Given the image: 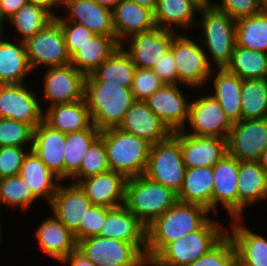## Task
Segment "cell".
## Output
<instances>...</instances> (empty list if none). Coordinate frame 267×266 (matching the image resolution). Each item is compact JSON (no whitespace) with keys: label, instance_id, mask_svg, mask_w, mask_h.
Segmentation results:
<instances>
[{"label":"cell","instance_id":"27","mask_svg":"<svg viewBox=\"0 0 267 266\" xmlns=\"http://www.w3.org/2000/svg\"><path fill=\"white\" fill-rule=\"evenodd\" d=\"M35 237L39 242L40 250L59 263L77 248L74 234L54 214L38 226Z\"/></svg>","mask_w":267,"mask_h":266},{"label":"cell","instance_id":"10","mask_svg":"<svg viewBox=\"0 0 267 266\" xmlns=\"http://www.w3.org/2000/svg\"><path fill=\"white\" fill-rule=\"evenodd\" d=\"M177 67L179 84L194 89L205 87L210 81L211 67L202 45L178 32L173 38L171 49Z\"/></svg>","mask_w":267,"mask_h":266},{"label":"cell","instance_id":"14","mask_svg":"<svg viewBox=\"0 0 267 266\" xmlns=\"http://www.w3.org/2000/svg\"><path fill=\"white\" fill-rule=\"evenodd\" d=\"M43 75V100L47 104L50 103L49 106L69 104L84 99L86 75L72 64L50 67Z\"/></svg>","mask_w":267,"mask_h":266},{"label":"cell","instance_id":"38","mask_svg":"<svg viewBox=\"0 0 267 266\" xmlns=\"http://www.w3.org/2000/svg\"><path fill=\"white\" fill-rule=\"evenodd\" d=\"M226 69L241 80L267 78V53L234 47L230 63Z\"/></svg>","mask_w":267,"mask_h":266},{"label":"cell","instance_id":"6","mask_svg":"<svg viewBox=\"0 0 267 266\" xmlns=\"http://www.w3.org/2000/svg\"><path fill=\"white\" fill-rule=\"evenodd\" d=\"M199 13L202 15L200 24L203 28V39L200 40V44L210 52V55L206 54L207 61L211 67L213 61L217 68H226L236 45V20L215 8Z\"/></svg>","mask_w":267,"mask_h":266},{"label":"cell","instance_id":"40","mask_svg":"<svg viewBox=\"0 0 267 266\" xmlns=\"http://www.w3.org/2000/svg\"><path fill=\"white\" fill-rule=\"evenodd\" d=\"M241 110L243 120L267 118V78L243 80Z\"/></svg>","mask_w":267,"mask_h":266},{"label":"cell","instance_id":"32","mask_svg":"<svg viewBox=\"0 0 267 266\" xmlns=\"http://www.w3.org/2000/svg\"><path fill=\"white\" fill-rule=\"evenodd\" d=\"M120 46L116 36L95 35L70 57V64L85 75L91 74Z\"/></svg>","mask_w":267,"mask_h":266},{"label":"cell","instance_id":"15","mask_svg":"<svg viewBox=\"0 0 267 266\" xmlns=\"http://www.w3.org/2000/svg\"><path fill=\"white\" fill-rule=\"evenodd\" d=\"M178 33L159 27L131 35L121 47L131 57L136 67L152 69L170 51L173 38ZM125 44L129 47L126 49Z\"/></svg>","mask_w":267,"mask_h":266},{"label":"cell","instance_id":"43","mask_svg":"<svg viewBox=\"0 0 267 266\" xmlns=\"http://www.w3.org/2000/svg\"><path fill=\"white\" fill-rule=\"evenodd\" d=\"M107 150L104 141L99 137L89 148L83 157L79 170L71 177L73 184L81 180L109 171Z\"/></svg>","mask_w":267,"mask_h":266},{"label":"cell","instance_id":"8","mask_svg":"<svg viewBox=\"0 0 267 266\" xmlns=\"http://www.w3.org/2000/svg\"><path fill=\"white\" fill-rule=\"evenodd\" d=\"M24 44L32 72L42 66L50 68L70 64L62 28L55 18Z\"/></svg>","mask_w":267,"mask_h":266},{"label":"cell","instance_id":"28","mask_svg":"<svg viewBox=\"0 0 267 266\" xmlns=\"http://www.w3.org/2000/svg\"><path fill=\"white\" fill-rule=\"evenodd\" d=\"M4 30H0V85L22 84L32 73L28 64L25 44L19 38L17 43L4 38Z\"/></svg>","mask_w":267,"mask_h":266},{"label":"cell","instance_id":"30","mask_svg":"<svg viewBox=\"0 0 267 266\" xmlns=\"http://www.w3.org/2000/svg\"><path fill=\"white\" fill-rule=\"evenodd\" d=\"M216 71L212 69L210 75L211 80L214 78L212 95L219 102L229 121L232 124L237 123L242 120L241 91L243 80L226 68H218Z\"/></svg>","mask_w":267,"mask_h":266},{"label":"cell","instance_id":"53","mask_svg":"<svg viewBox=\"0 0 267 266\" xmlns=\"http://www.w3.org/2000/svg\"><path fill=\"white\" fill-rule=\"evenodd\" d=\"M61 263H69L70 266H95L84 254L77 248L67 257L60 261Z\"/></svg>","mask_w":267,"mask_h":266},{"label":"cell","instance_id":"42","mask_svg":"<svg viewBox=\"0 0 267 266\" xmlns=\"http://www.w3.org/2000/svg\"><path fill=\"white\" fill-rule=\"evenodd\" d=\"M39 199L20 175L0 179V205L27 209Z\"/></svg>","mask_w":267,"mask_h":266},{"label":"cell","instance_id":"55","mask_svg":"<svg viewBox=\"0 0 267 266\" xmlns=\"http://www.w3.org/2000/svg\"><path fill=\"white\" fill-rule=\"evenodd\" d=\"M199 11L214 8L215 3H211V0H189Z\"/></svg>","mask_w":267,"mask_h":266},{"label":"cell","instance_id":"23","mask_svg":"<svg viewBox=\"0 0 267 266\" xmlns=\"http://www.w3.org/2000/svg\"><path fill=\"white\" fill-rule=\"evenodd\" d=\"M112 23L117 41L126 42L131 35L156 27L154 12L131 0H120L112 9Z\"/></svg>","mask_w":267,"mask_h":266},{"label":"cell","instance_id":"37","mask_svg":"<svg viewBox=\"0 0 267 266\" xmlns=\"http://www.w3.org/2000/svg\"><path fill=\"white\" fill-rule=\"evenodd\" d=\"M94 125L90 128L66 134L64 149V180L70 178L79 170L84 155L90 146L100 137Z\"/></svg>","mask_w":267,"mask_h":266},{"label":"cell","instance_id":"35","mask_svg":"<svg viewBox=\"0 0 267 266\" xmlns=\"http://www.w3.org/2000/svg\"><path fill=\"white\" fill-rule=\"evenodd\" d=\"M135 68L131 57L120 46L95 71L86 75L85 82L117 83L131 88Z\"/></svg>","mask_w":267,"mask_h":266},{"label":"cell","instance_id":"3","mask_svg":"<svg viewBox=\"0 0 267 266\" xmlns=\"http://www.w3.org/2000/svg\"><path fill=\"white\" fill-rule=\"evenodd\" d=\"M100 138L106 146L110 171L120 173L126 179L144 175L150 143L118 127L101 131Z\"/></svg>","mask_w":267,"mask_h":266},{"label":"cell","instance_id":"2","mask_svg":"<svg viewBox=\"0 0 267 266\" xmlns=\"http://www.w3.org/2000/svg\"><path fill=\"white\" fill-rule=\"evenodd\" d=\"M84 100L99 131L119 127L135 101L131 88L105 82H85Z\"/></svg>","mask_w":267,"mask_h":266},{"label":"cell","instance_id":"48","mask_svg":"<svg viewBox=\"0 0 267 266\" xmlns=\"http://www.w3.org/2000/svg\"><path fill=\"white\" fill-rule=\"evenodd\" d=\"M26 147H0V179L17 176L20 173L25 156Z\"/></svg>","mask_w":267,"mask_h":266},{"label":"cell","instance_id":"13","mask_svg":"<svg viewBox=\"0 0 267 266\" xmlns=\"http://www.w3.org/2000/svg\"><path fill=\"white\" fill-rule=\"evenodd\" d=\"M267 148V118L240 120L227 137V153L239 161H258Z\"/></svg>","mask_w":267,"mask_h":266},{"label":"cell","instance_id":"46","mask_svg":"<svg viewBox=\"0 0 267 266\" xmlns=\"http://www.w3.org/2000/svg\"><path fill=\"white\" fill-rule=\"evenodd\" d=\"M111 209L104 206H90L84 219L81 220L79 228L73 233L75 240L78 242L82 239L98 236L106 220V215Z\"/></svg>","mask_w":267,"mask_h":266},{"label":"cell","instance_id":"18","mask_svg":"<svg viewBox=\"0 0 267 266\" xmlns=\"http://www.w3.org/2000/svg\"><path fill=\"white\" fill-rule=\"evenodd\" d=\"M238 174L239 160L228 153L213 166L212 210L221 203L232 219L238 218Z\"/></svg>","mask_w":267,"mask_h":266},{"label":"cell","instance_id":"12","mask_svg":"<svg viewBox=\"0 0 267 266\" xmlns=\"http://www.w3.org/2000/svg\"><path fill=\"white\" fill-rule=\"evenodd\" d=\"M24 84L0 85V118L16 120L35 129L43 121L44 111L38 95Z\"/></svg>","mask_w":267,"mask_h":266},{"label":"cell","instance_id":"4","mask_svg":"<svg viewBox=\"0 0 267 266\" xmlns=\"http://www.w3.org/2000/svg\"><path fill=\"white\" fill-rule=\"evenodd\" d=\"M226 229L209 219L199 230L168 243L149 265L187 266L216 246L227 235Z\"/></svg>","mask_w":267,"mask_h":266},{"label":"cell","instance_id":"50","mask_svg":"<svg viewBox=\"0 0 267 266\" xmlns=\"http://www.w3.org/2000/svg\"><path fill=\"white\" fill-rule=\"evenodd\" d=\"M214 8L227 13L234 20L256 15L262 10L258 0H221L216 2Z\"/></svg>","mask_w":267,"mask_h":266},{"label":"cell","instance_id":"9","mask_svg":"<svg viewBox=\"0 0 267 266\" xmlns=\"http://www.w3.org/2000/svg\"><path fill=\"white\" fill-rule=\"evenodd\" d=\"M77 249L95 266H148L146 256L132 243L100 235L77 242Z\"/></svg>","mask_w":267,"mask_h":266},{"label":"cell","instance_id":"16","mask_svg":"<svg viewBox=\"0 0 267 266\" xmlns=\"http://www.w3.org/2000/svg\"><path fill=\"white\" fill-rule=\"evenodd\" d=\"M180 87L181 84H165L145 100L149 109L171 132L185 129L189 117L191 102Z\"/></svg>","mask_w":267,"mask_h":266},{"label":"cell","instance_id":"58","mask_svg":"<svg viewBox=\"0 0 267 266\" xmlns=\"http://www.w3.org/2000/svg\"><path fill=\"white\" fill-rule=\"evenodd\" d=\"M258 162H259V165L261 166V168L264 170V172L267 175V148L261 154Z\"/></svg>","mask_w":267,"mask_h":266},{"label":"cell","instance_id":"45","mask_svg":"<svg viewBox=\"0 0 267 266\" xmlns=\"http://www.w3.org/2000/svg\"><path fill=\"white\" fill-rule=\"evenodd\" d=\"M187 266H237L234 243L228 234L210 251Z\"/></svg>","mask_w":267,"mask_h":266},{"label":"cell","instance_id":"56","mask_svg":"<svg viewBox=\"0 0 267 266\" xmlns=\"http://www.w3.org/2000/svg\"><path fill=\"white\" fill-rule=\"evenodd\" d=\"M131 1L135 2L136 4L140 6H144L148 9H151L153 12L158 2V0H131Z\"/></svg>","mask_w":267,"mask_h":266},{"label":"cell","instance_id":"59","mask_svg":"<svg viewBox=\"0 0 267 266\" xmlns=\"http://www.w3.org/2000/svg\"><path fill=\"white\" fill-rule=\"evenodd\" d=\"M262 10L267 13V0L262 5Z\"/></svg>","mask_w":267,"mask_h":266},{"label":"cell","instance_id":"34","mask_svg":"<svg viewBox=\"0 0 267 266\" xmlns=\"http://www.w3.org/2000/svg\"><path fill=\"white\" fill-rule=\"evenodd\" d=\"M213 167L186 169L178 201L206 207L212 213Z\"/></svg>","mask_w":267,"mask_h":266},{"label":"cell","instance_id":"31","mask_svg":"<svg viewBox=\"0 0 267 266\" xmlns=\"http://www.w3.org/2000/svg\"><path fill=\"white\" fill-rule=\"evenodd\" d=\"M238 182V218H245V208L265 199L267 175L258 161H239Z\"/></svg>","mask_w":267,"mask_h":266},{"label":"cell","instance_id":"49","mask_svg":"<svg viewBox=\"0 0 267 266\" xmlns=\"http://www.w3.org/2000/svg\"><path fill=\"white\" fill-rule=\"evenodd\" d=\"M58 22L62 28L66 48L70 57L80 48L81 45L96 35L82 24L69 21Z\"/></svg>","mask_w":267,"mask_h":266},{"label":"cell","instance_id":"11","mask_svg":"<svg viewBox=\"0 0 267 266\" xmlns=\"http://www.w3.org/2000/svg\"><path fill=\"white\" fill-rule=\"evenodd\" d=\"M187 123L192 130L188 133V130L183 129L187 134L223 139H227L233 127L219 102L207 93L191 101Z\"/></svg>","mask_w":267,"mask_h":266},{"label":"cell","instance_id":"22","mask_svg":"<svg viewBox=\"0 0 267 266\" xmlns=\"http://www.w3.org/2000/svg\"><path fill=\"white\" fill-rule=\"evenodd\" d=\"M126 181L122 174L109 170L81 180L78 185L92 205L116 208L124 205Z\"/></svg>","mask_w":267,"mask_h":266},{"label":"cell","instance_id":"5","mask_svg":"<svg viewBox=\"0 0 267 266\" xmlns=\"http://www.w3.org/2000/svg\"><path fill=\"white\" fill-rule=\"evenodd\" d=\"M177 202V193L144 175L126 181L124 206L145 227Z\"/></svg>","mask_w":267,"mask_h":266},{"label":"cell","instance_id":"47","mask_svg":"<svg viewBox=\"0 0 267 266\" xmlns=\"http://www.w3.org/2000/svg\"><path fill=\"white\" fill-rule=\"evenodd\" d=\"M165 85L152 69L135 68L131 91L134 100L145 101L156 90Z\"/></svg>","mask_w":267,"mask_h":266},{"label":"cell","instance_id":"36","mask_svg":"<svg viewBox=\"0 0 267 266\" xmlns=\"http://www.w3.org/2000/svg\"><path fill=\"white\" fill-rule=\"evenodd\" d=\"M196 12L199 14V10L189 0H158L154 20L156 27L163 30L178 32L175 27L179 26L187 31L197 22L194 17Z\"/></svg>","mask_w":267,"mask_h":266},{"label":"cell","instance_id":"52","mask_svg":"<svg viewBox=\"0 0 267 266\" xmlns=\"http://www.w3.org/2000/svg\"><path fill=\"white\" fill-rule=\"evenodd\" d=\"M27 3V0H0V30L4 29L6 20Z\"/></svg>","mask_w":267,"mask_h":266},{"label":"cell","instance_id":"29","mask_svg":"<svg viewBox=\"0 0 267 266\" xmlns=\"http://www.w3.org/2000/svg\"><path fill=\"white\" fill-rule=\"evenodd\" d=\"M43 121L52 129L68 134L79 132L93 125L85 100L69 104L48 106Z\"/></svg>","mask_w":267,"mask_h":266},{"label":"cell","instance_id":"41","mask_svg":"<svg viewBox=\"0 0 267 266\" xmlns=\"http://www.w3.org/2000/svg\"><path fill=\"white\" fill-rule=\"evenodd\" d=\"M53 17L42 7L25 4L7 21L16 29L25 42L38 33Z\"/></svg>","mask_w":267,"mask_h":266},{"label":"cell","instance_id":"26","mask_svg":"<svg viewBox=\"0 0 267 266\" xmlns=\"http://www.w3.org/2000/svg\"><path fill=\"white\" fill-rule=\"evenodd\" d=\"M245 218L232 219L231 232L236 254L237 266H267V239L243 226Z\"/></svg>","mask_w":267,"mask_h":266},{"label":"cell","instance_id":"60","mask_svg":"<svg viewBox=\"0 0 267 266\" xmlns=\"http://www.w3.org/2000/svg\"><path fill=\"white\" fill-rule=\"evenodd\" d=\"M1 227H2V225H1V220H0V242H2L1 241V239H2V229H1ZM1 244V243H0Z\"/></svg>","mask_w":267,"mask_h":266},{"label":"cell","instance_id":"21","mask_svg":"<svg viewBox=\"0 0 267 266\" xmlns=\"http://www.w3.org/2000/svg\"><path fill=\"white\" fill-rule=\"evenodd\" d=\"M64 6L69 15L57 16L55 18L57 21L82 24L96 35L116 36L111 9L101 6L93 0H63Z\"/></svg>","mask_w":267,"mask_h":266},{"label":"cell","instance_id":"17","mask_svg":"<svg viewBox=\"0 0 267 266\" xmlns=\"http://www.w3.org/2000/svg\"><path fill=\"white\" fill-rule=\"evenodd\" d=\"M180 142L183 163L187 169L213 167L227 153V139L193 136L184 131L172 132Z\"/></svg>","mask_w":267,"mask_h":266},{"label":"cell","instance_id":"7","mask_svg":"<svg viewBox=\"0 0 267 266\" xmlns=\"http://www.w3.org/2000/svg\"><path fill=\"white\" fill-rule=\"evenodd\" d=\"M186 169L180 142L171 134L166 140L151 145L144 176L178 194Z\"/></svg>","mask_w":267,"mask_h":266},{"label":"cell","instance_id":"57","mask_svg":"<svg viewBox=\"0 0 267 266\" xmlns=\"http://www.w3.org/2000/svg\"><path fill=\"white\" fill-rule=\"evenodd\" d=\"M93 1H95L97 4L101 6H104L112 10L120 0H93Z\"/></svg>","mask_w":267,"mask_h":266},{"label":"cell","instance_id":"44","mask_svg":"<svg viewBox=\"0 0 267 266\" xmlns=\"http://www.w3.org/2000/svg\"><path fill=\"white\" fill-rule=\"evenodd\" d=\"M34 129L25 123L0 118V147H24L29 146V151L32 148ZM30 143V144H29Z\"/></svg>","mask_w":267,"mask_h":266},{"label":"cell","instance_id":"25","mask_svg":"<svg viewBox=\"0 0 267 266\" xmlns=\"http://www.w3.org/2000/svg\"><path fill=\"white\" fill-rule=\"evenodd\" d=\"M99 235L132 243L145 255L146 227L124 205L107 213Z\"/></svg>","mask_w":267,"mask_h":266},{"label":"cell","instance_id":"61","mask_svg":"<svg viewBox=\"0 0 267 266\" xmlns=\"http://www.w3.org/2000/svg\"><path fill=\"white\" fill-rule=\"evenodd\" d=\"M258 1L263 5L266 0H258Z\"/></svg>","mask_w":267,"mask_h":266},{"label":"cell","instance_id":"19","mask_svg":"<svg viewBox=\"0 0 267 266\" xmlns=\"http://www.w3.org/2000/svg\"><path fill=\"white\" fill-rule=\"evenodd\" d=\"M118 128L140 137L151 145L166 140L172 134L149 109L146 101L140 100L132 103Z\"/></svg>","mask_w":267,"mask_h":266},{"label":"cell","instance_id":"1","mask_svg":"<svg viewBox=\"0 0 267 266\" xmlns=\"http://www.w3.org/2000/svg\"><path fill=\"white\" fill-rule=\"evenodd\" d=\"M210 211L199 204L178 201L146 227L148 263L170 242L199 230L209 219Z\"/></svg>","mask_w":267,"mask_h":266},{"label":"cell","instance_id":"39","mask_svg":"<svg viewBox=\"0 0 267 266\" xmlns=\"http://www.w3.org/2000/svg\"><path fill=\"white\" fill-rule=\"evenodd\" d=\"M236 44L240 47L267 53V13L236 20Z\"/></svg>","mask_w":267,"mask_h":266},{"label":"cell","instance_id":"54","mask_svg":"<svg viewBox=\"0 0 267 266\" xmlns=\"http://www.w3.org/2000/svg\"><path fill=\"white\" fill-rule=\"evenodd\" d=\"M29 4H33L39 7H42L45 11H47L53 18H56L58 14L56 15L54 11V7L60 6L62 4L63 7V0H27Z\"/></svg>","mask_w":267,"mask_h":266},{"label":"cell","instance_id":"51","mask_svg":"<svg viewBox=\"0 0 267 266\" xmlns=\"http://www.w3.org/2000/svg\"><path fill=\"white\" fill-rule=\"evenodd\" d=\"M152 70L164 84H179L177 67L171 50L161 58Z\"/></svg>","mask_w":267,"mask_h":266},{"label":"cell","instance_id":"33","mask_svg":"<svg viewBox=\"0 0 267 266\" xmlns=\"http://www.w3.org/2000/svg\"><path fill=\"white\" fill-rule=\"evenodd\" d=\"M19 175L26 180L33 194L39 200L45 199L48 204L51 203L59 184L62 183L32 150L25 156Z\"/></svg>","mask_w":267,"mask_h":266},{"label":"cell","instance_id":"24","mask_svg":"<svg viewBox=\"0 0 267 266\" xmlns=\"http://www.w3.org/2000/svg\"><path fill=\"white\" fill-rule=\"evenodd\" d=\"M66 134L52 129L42 121L33 132L31 150L62 182L64 180V149Z\"/></svg>","mask_w":267,"mask_h":266},{"label":"cell","instance_id":"20","mask_svg":"<svg viewBox=\"0 0 267 266\" xmlns=\"http://www.w3.org/2000/svg\"><path fill=\"white\" fill-rule=\"evenodd\" d=\"M54 216L72 233L84 219L87 209L92 206L85 192L78 184H59L49 204Z\"/></svg>","mask_w":267,"mask_h":266}]
</instances>
